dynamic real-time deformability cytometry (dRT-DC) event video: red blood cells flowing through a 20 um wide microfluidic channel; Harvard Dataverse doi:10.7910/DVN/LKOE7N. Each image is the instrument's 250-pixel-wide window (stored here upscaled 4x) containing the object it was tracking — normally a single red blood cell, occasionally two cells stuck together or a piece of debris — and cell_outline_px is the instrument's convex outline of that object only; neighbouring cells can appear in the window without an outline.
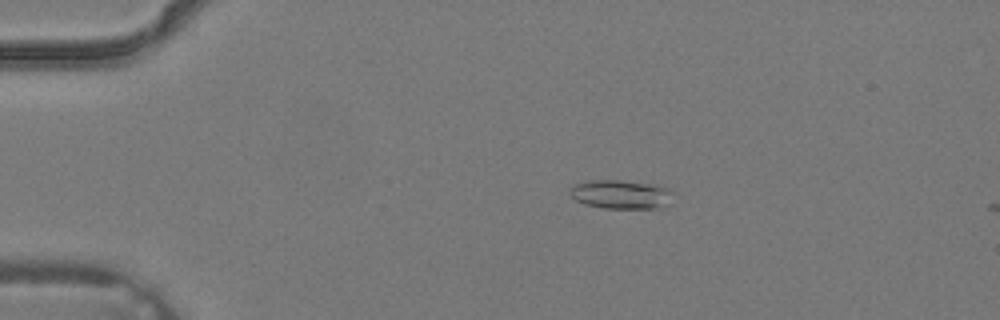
{"species": "common noctule bat (a hibernating species)", "species_latin": "Nyctalus noctula", "temperature_condition": "warm", "stored_images_in_passage": 5, "camera_frame_rate_fps": 3000, "um_per_image_px": 0.085, "animal": {"sex": "male", "body_mass_g": 19.2, "forearm_length_mm": 51.8}, "frame": {"image": 1, "passage_image": 3, "time_ms": 0.667, "image_size_px": [1000, 320], "cell_outline_px": [[676, 192], [656, 208], [604, 208], [584, 204], [576, 200], [568, 192], [568, 188], [576, 184], [588, 180], [616, 180], [656, 184], [668, 188]], "centroid_in_image_um": [52.7, 16.5], "position_along_channel_um": 32.3, "area_um2": 17.17}}